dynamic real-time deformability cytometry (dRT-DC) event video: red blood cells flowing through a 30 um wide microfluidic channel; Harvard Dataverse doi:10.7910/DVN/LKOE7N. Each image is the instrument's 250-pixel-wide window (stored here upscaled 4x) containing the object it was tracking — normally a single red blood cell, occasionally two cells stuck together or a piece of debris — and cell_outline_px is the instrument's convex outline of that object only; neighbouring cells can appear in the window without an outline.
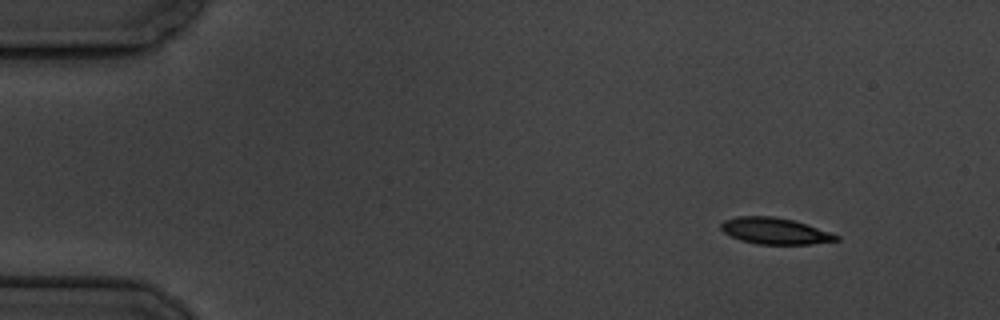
{"species": "common noctule bat (a hibernating species)", "species_latin": "Nyctalus noctula", "temperature_condition": "cold", "stored_images_in_passage": 5, "camera_frame_rate_fps": 3000, "um_per_image_px": 0.085, "animal": {"sex": "male", "body_mass_g": 19.5, "forearm_length_mm": 54.6}, "frame": {"image": 1, "passage_image": 2, "time_ms": 1.333, "image_size_px": [1000, 320], "cell_outline_px": [[840, 240], [812, 244], [756, 244], [740, 240], [724, 232], [720, 228], [720, 224], [724, 220], [736, 216], [772, 216], [792, 220], [840, 236]], "centroid_in_image_um": [65.83, 19.64], "position_along_channel_um": 19.2, "area_um2": 17.51}}
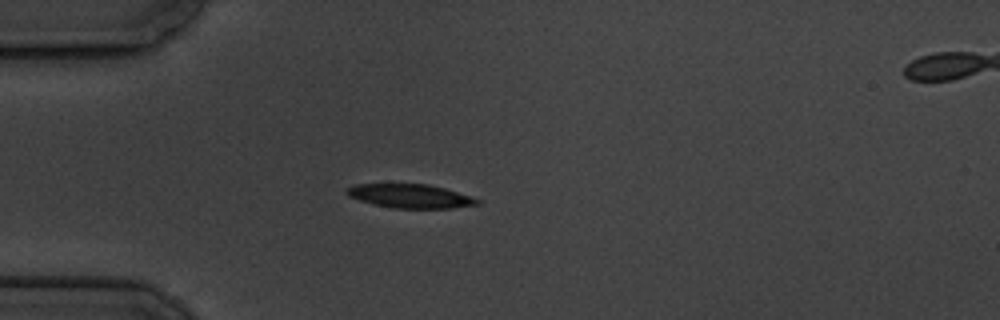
{"frame": {"image": 2, "passage_image": 5, "time_ms": 4.667, "image_size_px": [1000, 320], "cell_outline_px": [[480, 204], [452, 208], [392, 208], [360, 200], [348, 196], [344, 192], [344, 188], [356, 184], [428, 184], [444, 188], [480, 200]], "centroid_in_image_um": [34.82, 16.66], "position_along_channel_um": 50.2, "area_um2": 17.98}}